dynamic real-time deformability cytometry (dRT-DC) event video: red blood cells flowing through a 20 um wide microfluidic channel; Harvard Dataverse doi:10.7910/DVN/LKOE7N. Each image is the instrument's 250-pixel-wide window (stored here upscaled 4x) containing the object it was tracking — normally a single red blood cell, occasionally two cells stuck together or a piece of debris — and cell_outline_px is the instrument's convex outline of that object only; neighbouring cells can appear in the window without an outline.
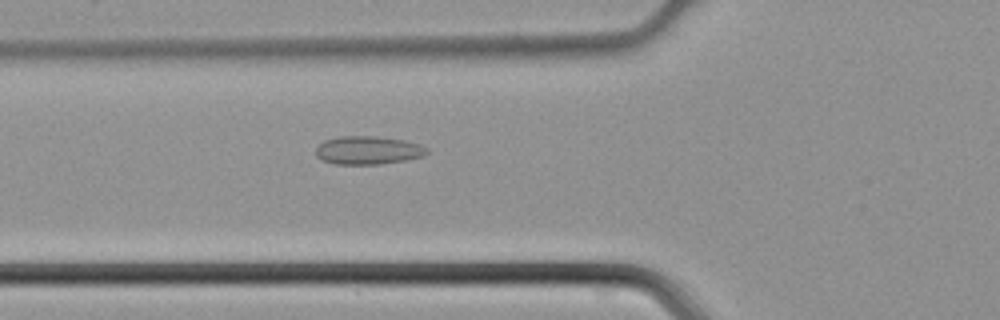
{"species": "common noctule bat (a hibernating species)", "species_latin": "Nyctalus noctula", "temperature_condition": "cold", "stored_images_in_passage": 26, "camera_frame_rate_fps": 3000, "um_per_image_px": 0.085, "animal": {"sex": "male", "body_mass_g": 21.5, "forearm_length_mm": 52.0}, "frame": {"image": 1, "passage_image": 3, "time_ms": 0.667, "image_size_px": [1000, 320], "cell_outline_px": [[428, 152], [424, 156], [408, 160], [380, 164], [332, 164], [316, 156], [316, 148], [324, 140], [340, 136], [376, 136], [404, 140], [420, 144], [428, 148]], "centroid_in_image_um": [31.31, 12.77], "position_along_channel_um": 94.5, "area_um2": 18.44}}
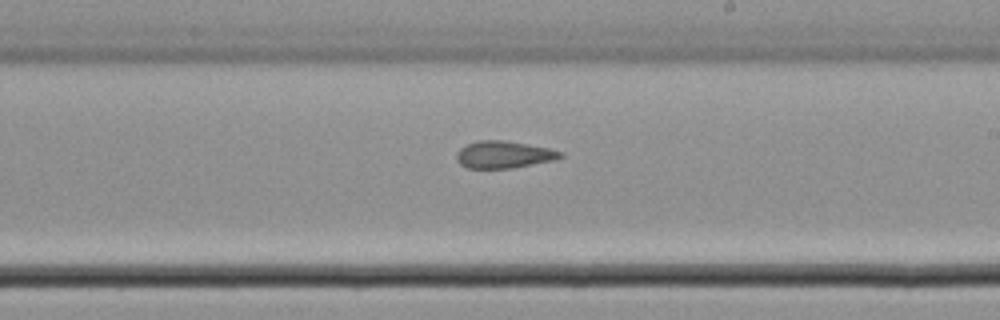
{"frame": {"image": 2, "passage_image": 13, "time_ms": 4.0, "image_size_px": [1000, 320], "cell_outline_px": [[564, 156], [552, 160], [512, 168], [468, 168], [460, 164], [456, 160], [456, 152], [460, 148], [476, 140], [504, 140], [528, 144], [548, 148], [564, 152]], "centroid_in_image_um": [42.79, 13.13], "position_along_channel_um": 246.2, "area_um2": 16.42}}
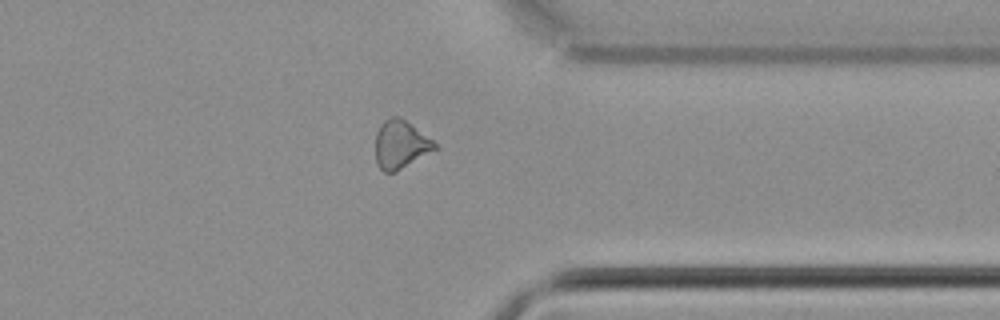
{"frame": {"image": 3, "passage_image": 22, "time_ms": 7.0, "image_size_px": [1000, 320], "cell_outline_px": [[440, 148], [396, 172], [384, 172], [376, 164], [376, 132], [380, 124], [384, 120], [392, 116], [400, 116], [432, 140]], "centroid_in_image_um": [34.05, 12.29], "position_along_channel_um": 377.3, "area_um2": 16.82}}